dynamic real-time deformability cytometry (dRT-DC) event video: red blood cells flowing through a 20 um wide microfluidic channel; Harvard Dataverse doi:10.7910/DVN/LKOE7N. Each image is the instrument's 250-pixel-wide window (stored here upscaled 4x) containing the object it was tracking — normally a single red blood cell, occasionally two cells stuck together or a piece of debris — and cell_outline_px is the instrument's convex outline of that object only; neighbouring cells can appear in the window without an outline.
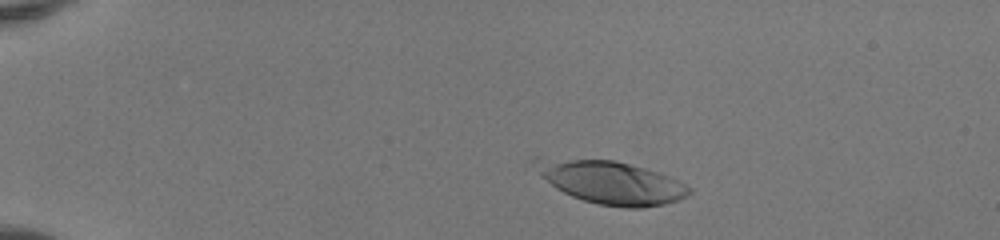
{"species": "human", "species_latin": "Homo sapiens", "temperature_condition": "room temperature", "stored_images_in_passage": 33, "camera_frame_rate_fps": 3000, "um_per_image_px": 0.085, "donor": {"sex": "female"}, "frame": {"image": 1, "passage_image": 7, "time_ms": 2.0, "image_size_px": [1000, 240], "cell_outline_px": [[692, 192], [688, 196], [680, 200], [664, 204], [644, 208], [624, 208], [600, 204], [584, 200], [572, 196], [556, 188], [540, 176], [532, 164], [532, 160], [536, 156], [616, 160], [644, 168], [668, 176], [692, 188]], "centroid_in_image_um": [51.87, 15.47], "position_along_channel_um": 33.1, "area_um2": 39.07}}
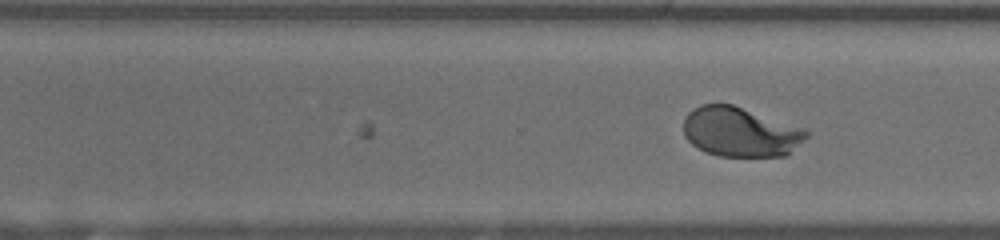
{"frame": {"image": 2, "passage_image": 33, "time_ms": 10.667, "image_size_px": [1000, 240], "cell_outline_px": [[808, 136], [784, 156], [716, 156], [692, 144], [684, 136], [684, 116], [692, 108], [700, 104], [732, 104], [804, 128], [808, 132]], "centroid_in_image_um": [62.89, 11.2], "position_along_channel_um": 307.7, "area_um2": 35.32}}